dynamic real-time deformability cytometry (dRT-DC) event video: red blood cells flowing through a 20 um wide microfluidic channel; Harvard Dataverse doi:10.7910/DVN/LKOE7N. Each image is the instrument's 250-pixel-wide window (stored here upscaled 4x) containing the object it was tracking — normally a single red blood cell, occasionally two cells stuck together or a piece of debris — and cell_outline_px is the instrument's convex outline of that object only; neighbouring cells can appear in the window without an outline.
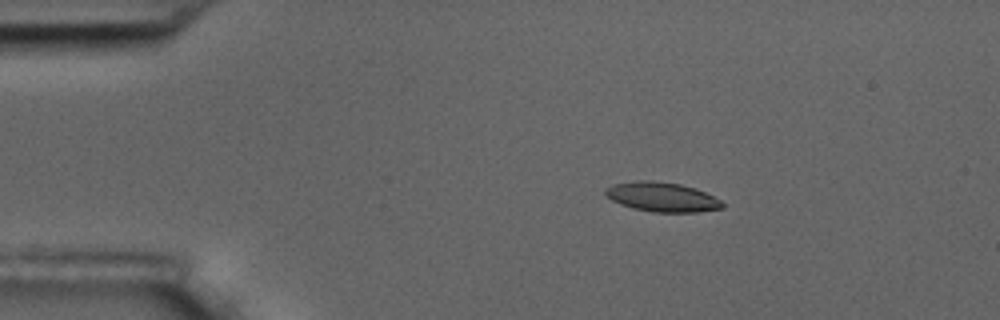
{"species": "common noctule bat (a hibernating species)", "species_latin": "Nyctalus noctula", "temperature_condition": "room temperature", "stored_images_in_passage": 5, "camera_frame_rate_fps": 3000, "um_per_image_px": 0.085, "animal": {"sex": "male", "body_mass_g": 17.5, "forearm_length_mm": 52.3}, "frame": {"image": 1, "passage_image": 3, "time_ms": 2.333, "image_size_px": [1000, 320], "cell_outline_px": [[724, 208], [696, 212], [652, 212], [632, 208], [620, 204], [604, 196], [604, 188], [612, 184], [636, 180], [652, 180], [680, 184], [696, 188], [720, 200], [724, 204]], "centroid_in_image_um": [56.22, 16.74], "position_along_channel_um": 28.8, "area_um2": 20.29}}